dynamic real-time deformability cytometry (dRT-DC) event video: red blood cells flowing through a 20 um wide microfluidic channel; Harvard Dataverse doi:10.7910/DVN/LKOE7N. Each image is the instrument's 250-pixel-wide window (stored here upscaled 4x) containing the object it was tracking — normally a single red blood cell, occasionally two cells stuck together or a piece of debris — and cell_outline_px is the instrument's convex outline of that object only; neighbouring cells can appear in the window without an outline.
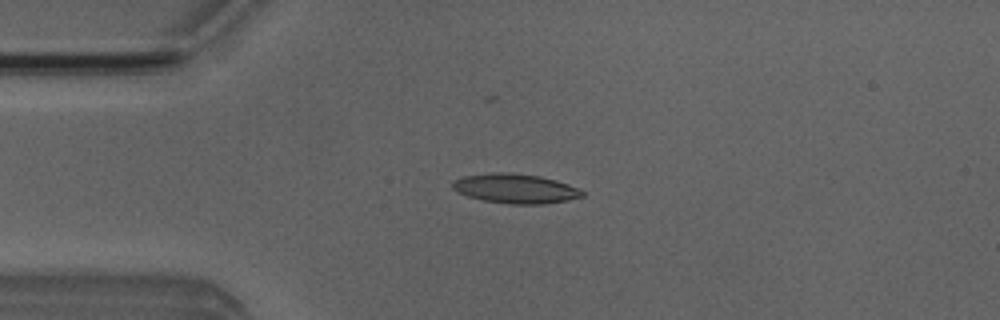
{"species": "Egyptian fruit bat (a non-hibernating species)", "species_latin": "Rousettus aegyptiacus", "temperature_condition": "room temperature", "stored_images_in_passage": 3, "camera_frame_rate_fps": 3000, "um_per_image_px": 0.085, "animal": {"sex": "male"}, "frame": {"image": 1, "passage_image": 1, "time_ms": 0.0, "image_size_px": [1000, 320], "cell_outline_px": [[584, 196], [568, 200], [544, 204], [508, 204], [484, 200], [468, 196], [456, 192], [452, 188], [452, 180], [464, 176], [492, 172], [508, 172], [540, 176], [556, 180], [568, 184], [584, 192]], "centroid_in_image_um": [43.78, 16.02], "position_along_channel_um": 41.2, "area_um2": 22.37}}
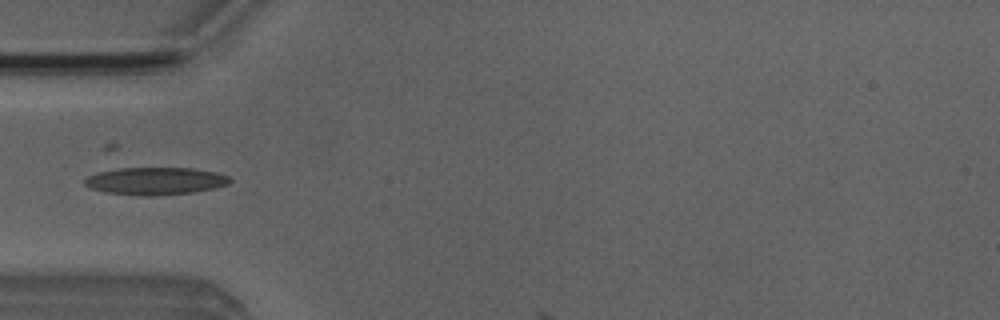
{"frame": {"image": 2, "passage_image": 2, "time_ms": 1.333, "image_size_px": [1000, 320], "cell_outline_px": [[232, 180], [228, 184], [216, 188], [192, 192], [152, 196], [140, 196], [104, 192], [92, 188], [84, 184], [84, 180], [88, 176], [96, 172], [120, 168], [192, 168], [216, 172], [228, 176]], "centroid_in_image_um": [13.21, 15.39], "position_along_channel_um": 71.8, "area_um2": 23.29}}